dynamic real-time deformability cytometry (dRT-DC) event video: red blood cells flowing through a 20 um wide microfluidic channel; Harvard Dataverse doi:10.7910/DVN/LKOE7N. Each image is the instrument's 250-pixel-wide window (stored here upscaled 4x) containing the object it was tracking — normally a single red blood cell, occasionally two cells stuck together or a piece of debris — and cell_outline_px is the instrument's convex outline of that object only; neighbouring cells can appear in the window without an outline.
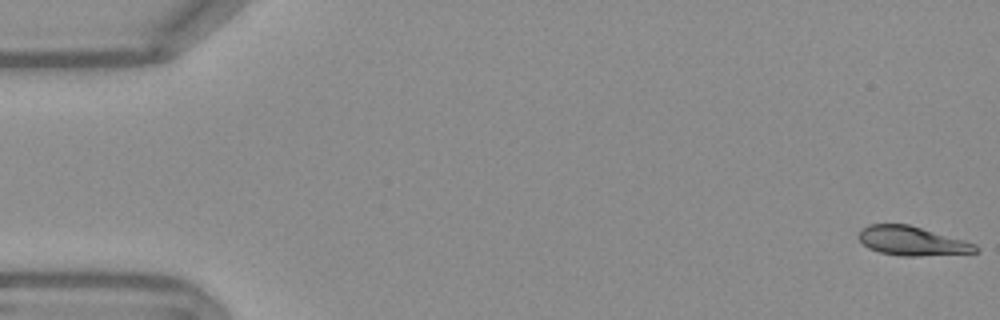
{"species": "Egyptian fruit bat (a non-hibernating species)", "species_latin": "Rousettus aegyptiacus", "temperature_condition": "warm", "stored_images_in_passage": 54, "camera_frame_rate_fps": 3000, "um_per_image_px": 0.085, "frame": {"image": 1, "passage_image": 1, "time_ms": 0.0, "image_size_px": [1000, 320], "cell_outline_px": [[980, 248], [976, 252], [920, 256], [900, 256], [880, 252], [868, 248], [856, 236], [860, 228], [868, 224], [908, 224], [964, 240], [976, 244]], "centroid_in_image_um": [77.48, 20.47], "position_along_channel_um": 7.5, "area_um2": 19.88}}
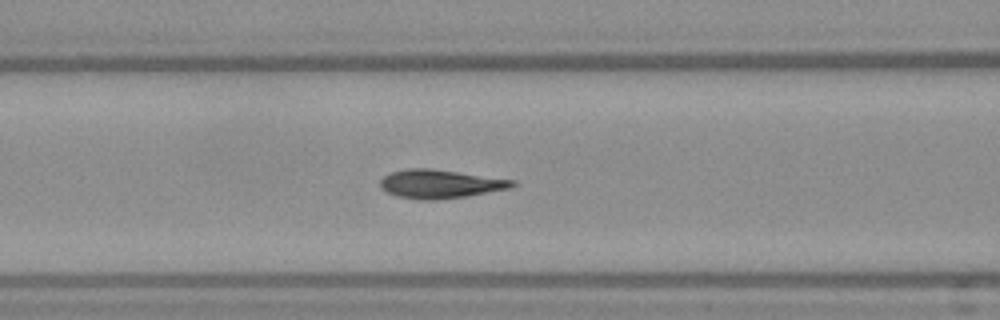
{"frame": {"image": 2, "passage_image": 22, "time_ms": 7.0, "image_size_px": [1000, 320], "cell_outline_px": [[516, 184], [512, 188], [468, 196], [436, 200], [420, 200], [396, 196], [380, 188], [380, 180], [388, 172], [408, 168], [428, 168], [516, 180]], "centroid_in_image_um": [37.4, 15.64], "position_along_channel_um": 129.2, "area_um2": 22.2}}
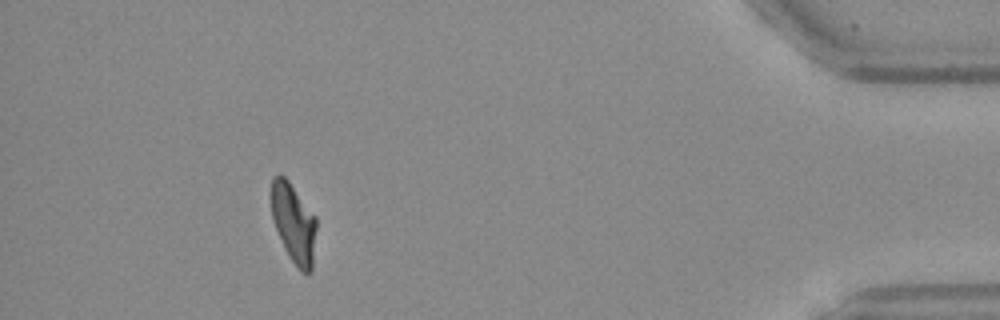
{"frame": {"image": 3, "passage_image": 49, "time_ms": 16.0, "image_size_px": [1000, 320], "cell_outline_px": [[316, 228], [312, 272], [300, 272], [284, 248], [272, 220], [272, 176], [280, 172], [288, 180], [316, 216]], "centroid_in_image_um": [24.96, 18.95], "position_along_channel_um": 410.2, "area_um2": 20.87}, "authors_computed_cell_mechanics": {"area_um2": 21.4149, "velocity_mm_per_s": 3.7783, "shape_relaxation_time_tau1_ms": 5.2713, "shape_relaxation_time_tau2_ms": 0.9673, "deformation_change_tau1": 0.1841, "deformation_change_tau2": 0.0448}}